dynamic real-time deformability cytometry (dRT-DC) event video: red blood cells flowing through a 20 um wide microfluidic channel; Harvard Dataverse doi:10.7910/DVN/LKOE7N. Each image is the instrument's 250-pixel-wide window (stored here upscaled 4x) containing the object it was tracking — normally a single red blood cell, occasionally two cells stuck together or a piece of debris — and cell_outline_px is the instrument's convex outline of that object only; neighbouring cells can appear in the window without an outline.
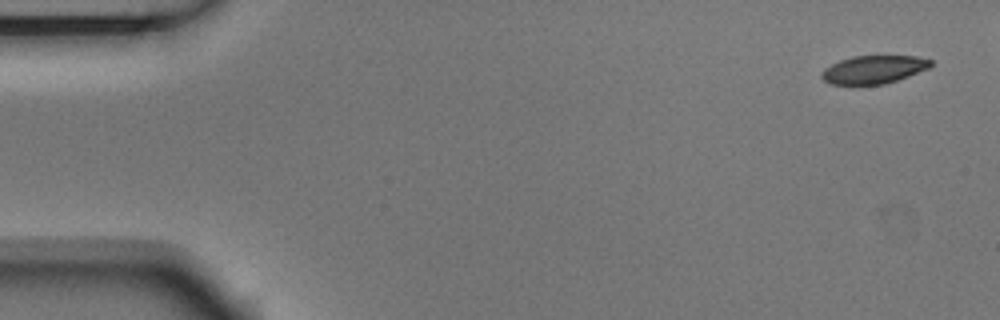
{"species": "Egyptian fruit bat (a non-hibernating species)", "species_latin": "Rousettus aegyptiacus", "temperature_condition": "room temperature", "stored_images_in_passage": 7, "segment_of_instrument_passage": [1, 2], "camera_frame_rate_fps": 3000, "um_per_image_px": 0.085, "animal": {"sex": "male"}, "frame": {"image": 1, "passage_image": 1, "time_ms": 0.0, "image_size_px": [1000, 320], "cell_outline_px": [[932, 64], [928, 68], [908, 76], [884, 84], [832, 84], [824, 80], [820, 76], [820, 72], [824, 68], [840, 60], [852, 56], [916, 56], [932, 60]], "centroid_in_image_um": [74.24, 5.9], "position_along_channel_um": 10.8, "area_um2": 17.69}}
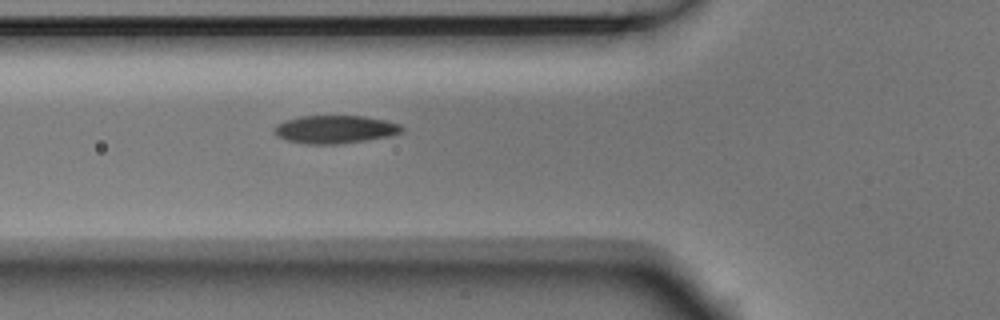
{"frame": {"image": 2, "passage_image": 6, "time_ms": 1.667, "image_size_px": [1000, 320], "cell_outline_px": [[404, 132], [388, 136], [364, 140], [336, 144], [304, 144], [288, 140], [276, 136], [272, 132], [272, 128], [276, 124], [284, 120], [300, 116], [364, 116], [384, 120], [400, 124], [404, 128]], "centroid_in_image_um": [28.43, 10.99], "position_along_channel_um": 97.4, "area_um2": 20.92}}